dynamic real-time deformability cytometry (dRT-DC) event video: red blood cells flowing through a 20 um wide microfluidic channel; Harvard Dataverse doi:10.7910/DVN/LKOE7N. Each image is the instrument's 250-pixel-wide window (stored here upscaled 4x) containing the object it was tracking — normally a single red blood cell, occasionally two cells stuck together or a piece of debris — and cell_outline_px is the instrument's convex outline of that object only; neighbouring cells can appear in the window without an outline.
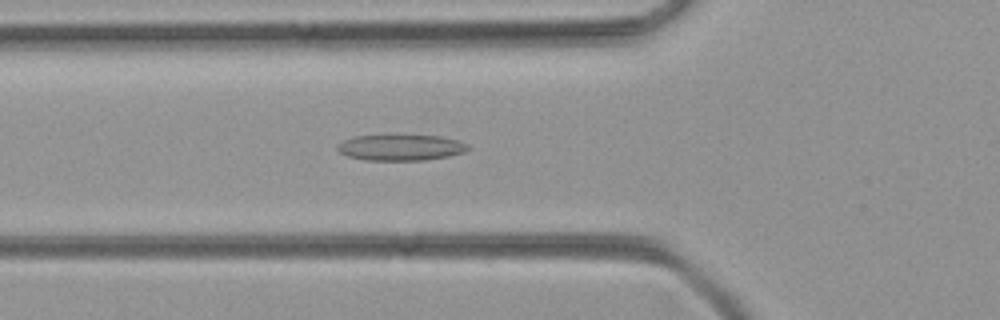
{"species": "common noctule bat (a hibernating species)", "species_latin": "Nyctalus noctula", "temperature_condition": "room temperature", "stored_images_in_passage": 8, "camera_frame_rate_fps": 3000, "um_per_image_px": 0.085, "animal": {"sex": "female", "body_mass_g": 21.9}, "frame": {"image": 1, "passage_image": 8, "time_ms": 2.333, "image_size_px": [1000, 320], "cell_outline_px": [[472, 148], [464, 152], [448, 156], [424, 160], [364, 160], [348, 156], [340, 152], [336, 148], [336, 144], [344, 140], [356, 136], [440, 136], [456, 140], [468, 144]], "centroid_in_image_um": [34.07, 12.55], "position_along_channel_um": 91.7, "area_um2": 19.54}}